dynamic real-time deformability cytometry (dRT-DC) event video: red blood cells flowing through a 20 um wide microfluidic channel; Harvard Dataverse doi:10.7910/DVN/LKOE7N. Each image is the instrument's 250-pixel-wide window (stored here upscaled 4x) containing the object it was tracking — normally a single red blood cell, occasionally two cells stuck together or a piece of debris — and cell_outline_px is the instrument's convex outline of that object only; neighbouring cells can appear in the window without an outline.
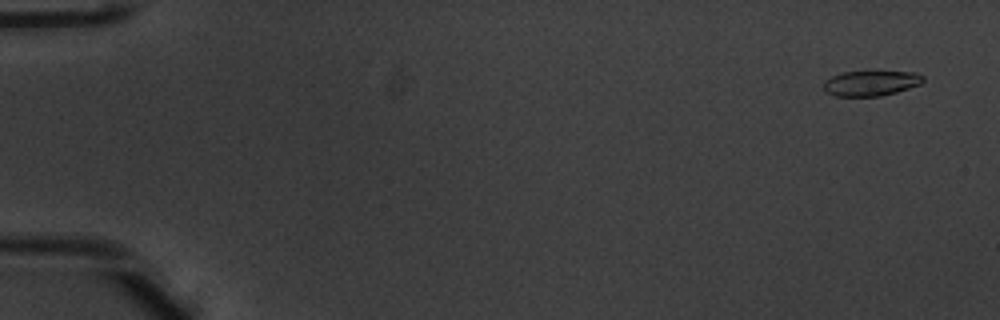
{"species": "common noctule bat (a hibernating species)", "species_latin": "Nyctalus noctula", "temperature_condition": "warm", "stored_images_in_passage": 53, "camera_frame_rate_fps": 3000, "um_per_image_px": 0.085, "animal": {"sex": "male", "body_mass_g": 20.1, "forearm_length_mm": 53.5}, "frame": {"image": 1, "passage_image": 3, "time_ms": 0.667, "image_size_px": [1000, 320], "cell_outline_px": [[924, 80], [920, 84], [896, 92], [880, 96], [836, 96], [828, 92], [824, 88], [824, 80], [832, 76], [844, 72], [868, 68], [916, 72], [924, 76]], "centroid_in_image_um": [74.07, 7.0], "position_along_channel_um": 10.9, "area_um2": 15.43}}
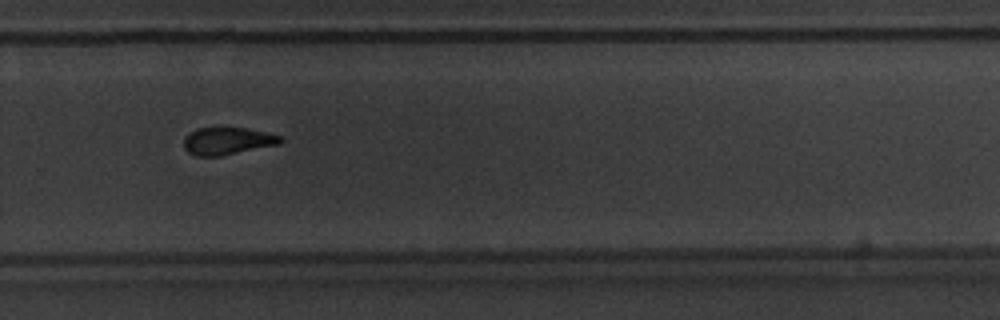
{"frame": {"image": 2, "passage_image": 37, "time_ms": 12.0, "image_size_px": [1000, 320], "cell_outline_px": [[284, 140], [280, 144], [220, 156], [196, 156], [188, 152], [184, 148], [184, 136], [196, 128], [216, 124], [220, 124], [268, 132], [284, 136]], "centroid_in_image_um": [19.33, 11.92], "position_along_channel_um": 310.5, "area_um2": 16.3}}
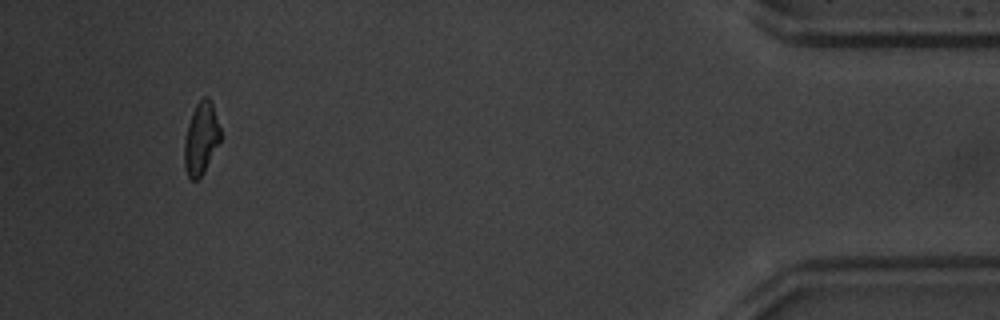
{"frame": {"image": 3, "passage_image": 50, "time_ms": 16.333, "image_size_px": [1000, 320], "cell_outline_px": [[220, 140], [204, 172], [196, 180], [192, 180], [188, 176], [184, 168], [184, 140], [188, 124], [192, 112], [196, 104], [204, 96], [208, 96], [212, 100], [220, 128]], "centroid_in_image_um": [17.08, 11.74], "position_along_channel_um": 418.1, "area_um2": 15.2}, "authors_computed_cell_mechanics": {"area_um2": 16.0106, "velocity_mm_per_s": 3.9484, "shape_relaxation_time_tau1_ms": 3.6319, "shape_relaxation_time_tau2_ms": 2.5215, "deformation_change_tau1": 0.1733, "deformation_change_tau2": 0.1066}}